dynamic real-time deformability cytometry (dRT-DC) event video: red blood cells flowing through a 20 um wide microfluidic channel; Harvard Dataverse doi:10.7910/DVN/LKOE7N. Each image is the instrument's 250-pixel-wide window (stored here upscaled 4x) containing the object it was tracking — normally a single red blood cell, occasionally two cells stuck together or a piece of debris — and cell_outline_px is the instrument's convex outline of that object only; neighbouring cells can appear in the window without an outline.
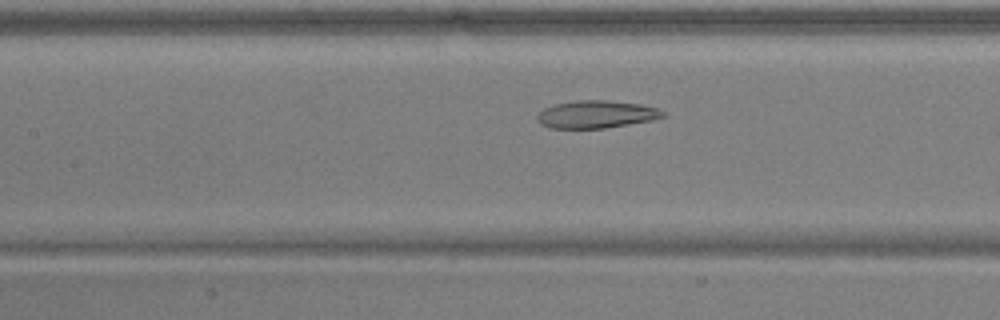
{"species": "common noctule bat (a hibernating species)", "species_latin": "Nyctalus noctula", "temperature_condition": "warm", "stored_images_in_passage": 32, "camera_frame_rate_fps": 3000, "um_per_image_px": 0.085, "animal": {"sex": "male", "body_mass_g": 17.9, "forearm_length_mm": 54.2}, "frame": {"image": 1, "passage_image": 10, "time_ms": 3.0, "image_size_px": [1000, 320], "cell_outline_px": [[664, 116], [652, 120], [604, 128], [548, 128], [540, 124], [536, 120], [536, 116], [544, 108], [556, 104], [576, 100], [608, 100], [640, 104], [656, 108], [664, 112]], "centroid_in_image_um": [50.63, 9.72], "position_along_channel_um": 156.8, "area_um2": 20.11}}
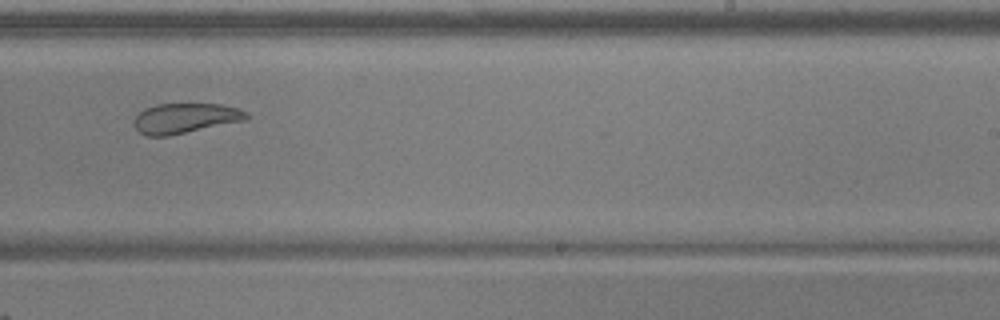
{"frame": {"image": 2, "passage_image": 19, "time_ms": 6.0, "image_size_px": [1000, 320], "cell_outline_px": [[248, 116], [244, 120], [168, 136], [148, 136], [140, 132], [136, 128], [136, 116], [144, 108], [156, 104], [220, 104], [236, 108], [248, 112]], "centroid_in_image_um": [15.73, 10.04], "position_along_channel_um": 273.3, "area_um2": 19.31}}
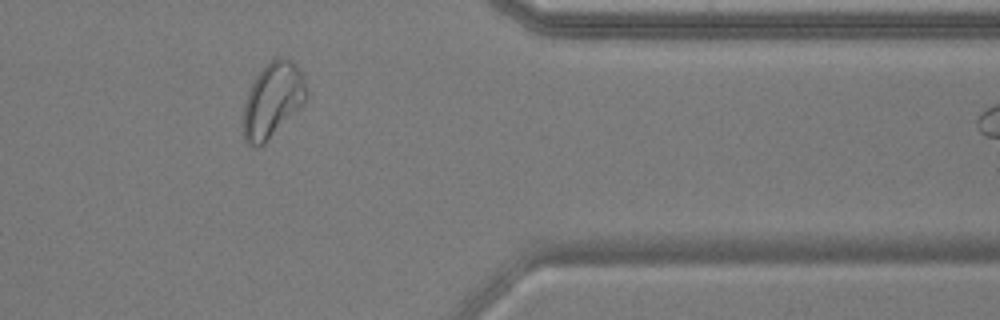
{"frame": {"image": 3, "passage_image": 29, "time_ms": 9.333, "image_size_px": [1000, 320], "cell_outline_px": [[308, 96], [268, 140], [260, 148], [256, 148], [248, 144], [244, 140], [244, 104], [248, 92], [256, 76], [276, 56], [284, 56], [300, 68], [304, 76], [308, 88]], "centroid_in_image_um": [23.18, 8.49], "position_along_channel_um": 388.2, "area_um2": 27.17}}